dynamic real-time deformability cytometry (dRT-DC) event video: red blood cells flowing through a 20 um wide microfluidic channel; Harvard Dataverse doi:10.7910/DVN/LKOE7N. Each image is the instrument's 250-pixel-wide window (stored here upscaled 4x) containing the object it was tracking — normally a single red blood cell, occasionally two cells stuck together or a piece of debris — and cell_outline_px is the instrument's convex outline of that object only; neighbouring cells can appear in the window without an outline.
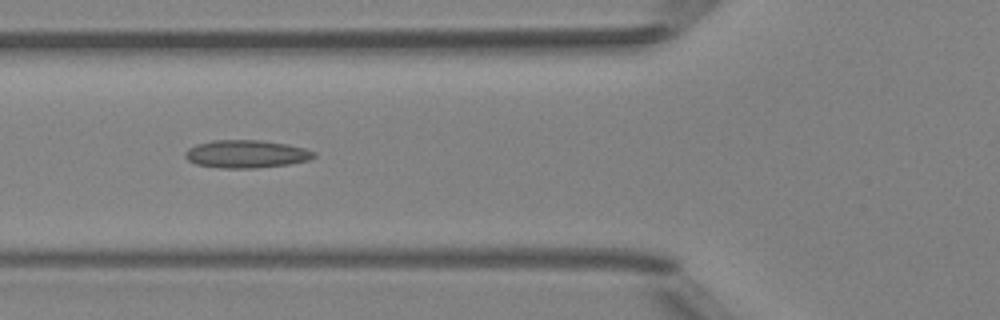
{"species": "Egyptian fruit bat (a non-hibernating species)", "species_latin": "Rousettus aegyptiacus", "temperature_condition": "room temperature", "stored_images_in_passage": 8, "camera_frame_rate_fps": 3000, "um_per_image_px": 0.085, "animal": {"sex": "female"}, "frame": {"image": 1, "passage_image": 6, "time_ms": 5.667, "image_size_px": [1000, 320], "cell_outline_px": [[316, 156], [308, 160], [288, 164], [256, 168], [220, 168], [196, 164], [188, 160], [184, 156], [184, 152], [188, 148], [196, 144], [212, 140], [260, 140], [288, 144], [304, 148], [316, 152]], "centroid_in_image_um": [20.91, 13.08], "position_along_channel_um": 104.9, "area_um2": 20.98}}
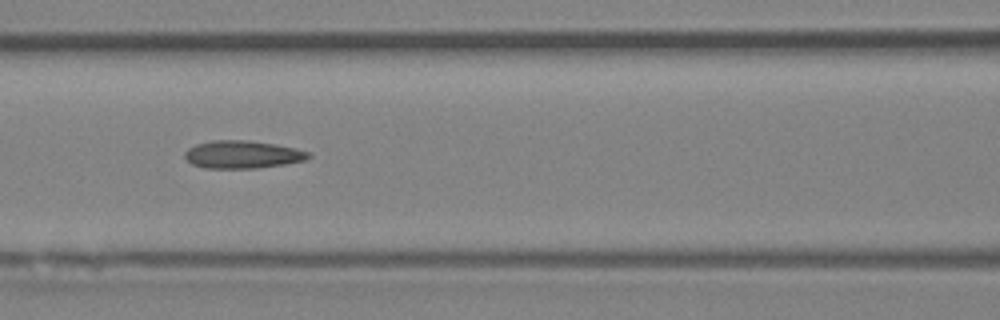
{"frame": {"image": 2, "passage_image": 7, "time_ms": 6.667, "image_size_px": [1000, 320], "cell_outline_px": [[312, 156], [304, 160], [284, 164], [256, 168], [204, 168], [192, 164], [184, 156], [184, 152], [188, 148], [196, 144], [212, 140], [248, 140], [296, 148], [308, 152]], "centroid_in_image_um": [20.58, 13.13], "position_along_channel_um": 146.0, "area_um2": 19.88}}
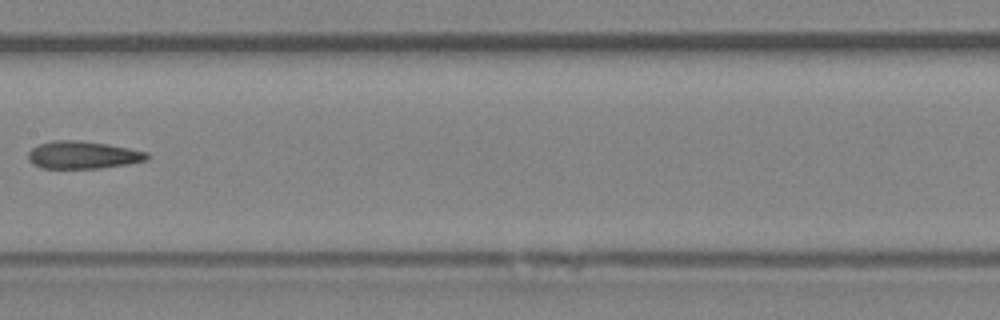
{"frame": {"image": 3, "passage_image": 8, "time_ms": 8.0, "image_size_px": [1000, 320], "cell_outline_px": [[148, 160], [128, 164], [100, 168], [40, 168], [32, 164], [28, 160], [28, 152], [32, 148], [40, 144], [52, 140], [76, 140], [108, 144], [148, 152]], "centroid_in_image_um": [7.03, 13.17], "position_along_channel_um": 200.4, "area_um2": 19.13}}